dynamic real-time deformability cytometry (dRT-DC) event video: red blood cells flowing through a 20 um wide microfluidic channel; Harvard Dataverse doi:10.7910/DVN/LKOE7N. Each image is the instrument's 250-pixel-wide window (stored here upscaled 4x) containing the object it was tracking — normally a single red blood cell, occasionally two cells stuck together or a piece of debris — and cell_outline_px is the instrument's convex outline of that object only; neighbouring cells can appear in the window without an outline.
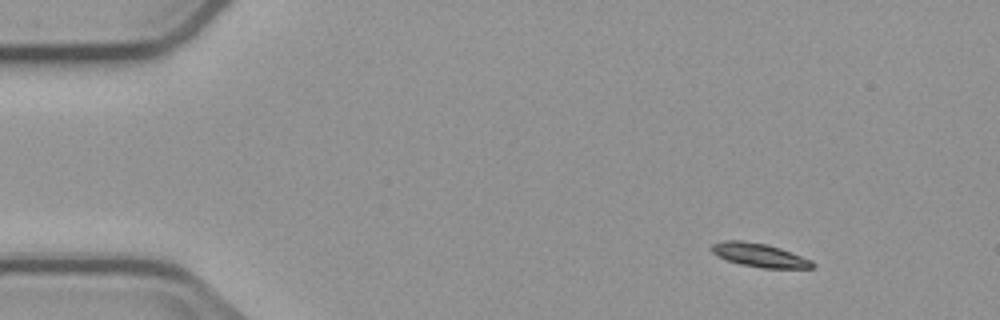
{"species": "common noctule bat (a hibernating species)", "species_latin": "Nyctalus noctula", "temperature_condition": "cold", "stored_images_in_passage": 10, "camera_frame_rate_fps": 3000, "um_per_image_px": 0.085, "animal": {"sex": "male", "body_mass_g": 23.1, "forearm_length_mm": 52.7}, "frame": {"image": 1, "passage_image": 1, "time_ms": 0.0, "image_size_px": [1000, 320], "cell_outline_px": [[816, 264], [812, 268], [760, 268], [740, 264], [728, 260], [712, 252], [712, 244], [724, 240], [740, 240], [764, 244], [780, 248], [812, 260]], "centroid_in_image_um": [64.58, 21.69], "position_along_channel_um": 20.4, "area_um2": 13.7}}
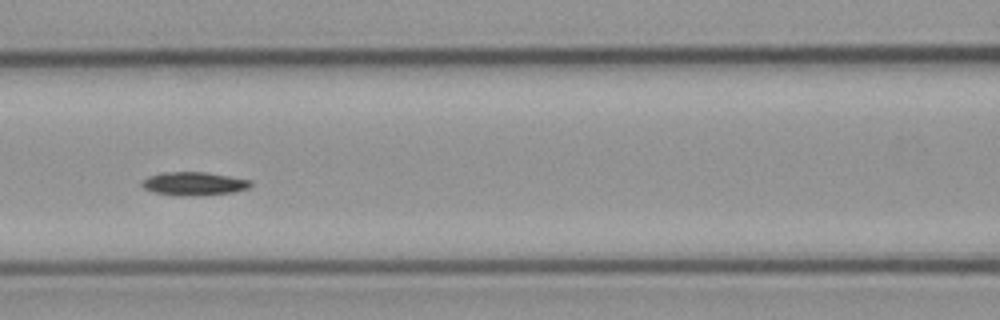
{"frame": {"image": 2, "passage_image": 6, "time_ms": 6.0, "image_size_px": [1000, 320], "cell_outline_px": [[252, 184], [248, 188], [236, 192], [200, 196], [176, 196], [152, 192], [144, 188], [140, 184], [140, 180], [148, 176], [160, 172], [204, 172], [252, 180]], "centroid_in_image_um": [16.44, 15.62], "position_along_channel_um": 150.2, "area_um2": 15.2}}
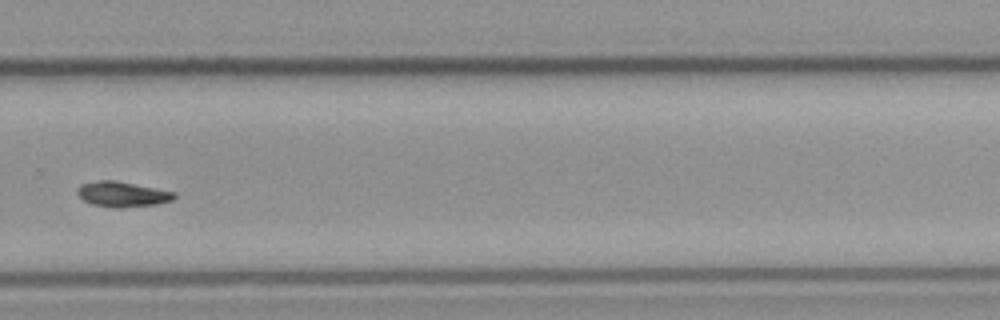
{"frame": {"image": 3, "passage_image": 10, "time_ms": 10.667, "image_size_px": [1000, 320], "cell_outline_px": [[176, 196], [172, 200], [156, 204], [120, 208], [112, 208], [92, 204], [84, 200], [76, 192], [76, 188], [80, 184], [100, 180], [112, 180], [176, 192]], "centroid_in_image_um": [10.37, 16.51], "position_along_channel_um": 319.4, "area_um2": 14.16}}